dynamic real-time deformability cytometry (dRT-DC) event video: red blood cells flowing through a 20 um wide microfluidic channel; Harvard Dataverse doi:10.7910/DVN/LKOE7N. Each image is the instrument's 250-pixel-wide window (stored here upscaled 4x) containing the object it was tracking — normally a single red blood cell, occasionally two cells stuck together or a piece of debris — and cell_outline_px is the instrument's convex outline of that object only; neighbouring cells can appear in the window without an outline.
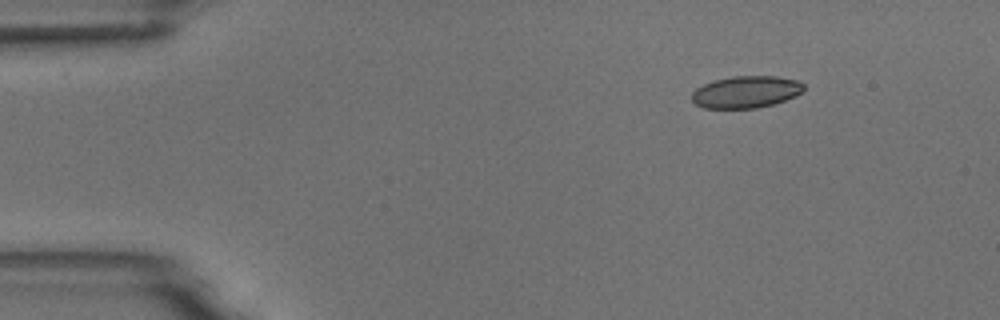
{"species": "common noctule bat (a hibernating species)", "species_latin": "Nyctalus noctula", "temperature_condition": "room temperature", "stored_images_in_passage": 4, "camera_frame_rate_fps": 3000, "um_per_image_px": 0.085, "animal": {"sex": "male", "body_mass_g": 18.8}, "frame": {"image": 1, "passage_image": 2, "time_ms": 1.333, "image_size_px": [1000, 320], "cell_outline_px": [[804, 88], [796, 96], [772, 104], [756, 108], [704, 108], [696, 104], [692, 100], [692, 92], [696, 88], [704, 84], [716, 80], [732, 76], [776, 76], [800, 80], [804, 84]], "centroid_in_image_um": [63.42, 7.81], "position_along_channel_um": 21.6, "area_um2": 20.81}}